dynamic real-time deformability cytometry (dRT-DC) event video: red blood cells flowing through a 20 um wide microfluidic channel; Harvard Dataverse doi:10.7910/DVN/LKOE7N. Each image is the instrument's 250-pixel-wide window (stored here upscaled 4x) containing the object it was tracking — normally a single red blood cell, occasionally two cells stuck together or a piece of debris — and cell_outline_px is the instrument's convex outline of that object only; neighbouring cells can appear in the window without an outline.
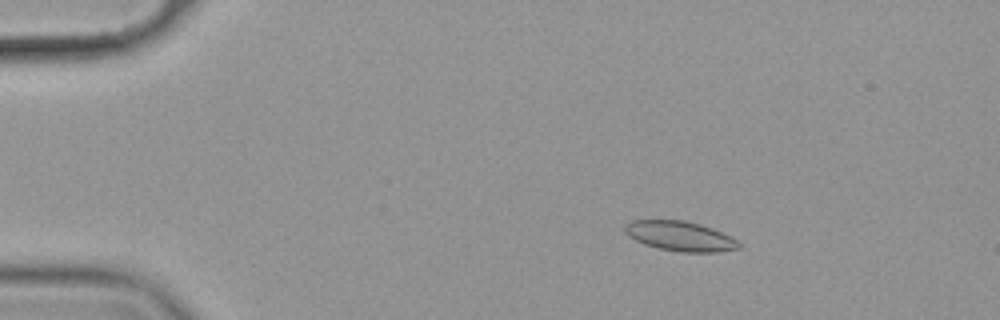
{"species": "common noctule bat (a hibernating species)", "species_latin": "Nyctalus noctula", "temperature_condition": "cold", "stored_images_in_passage": 58, "camera_frame_rate_fps": 3000, "um_per_image_px": 0.085, "animal": {"sex": "female", "body_mass_g": 19.9}, "frame": {"image": 1, "passage_image": 10, "time_ms": 3.0, "image_size_px": [1000, 320], "cell_outline_px": [[740, 248], [720, 252], [680, 252], [660, 248], [644, 244], [628, 236], [624, 232], [624, 224], [632, 220], [684, 220], [700, 224], [712, 228], [736, 240], [740, 244]], "centroid_in_image_um": [57.77, 20.06], "position_along_channel_um": 27.2, "area_um2": 19.71}}
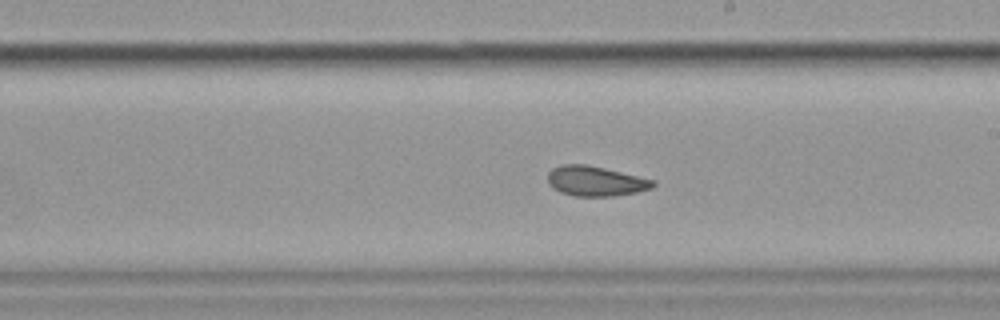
{"frame": {"image": 2, "passage_image": 34, "time_ms": 11.0, "image_size_px": [1000, 320], "cell_outline_px": [[656, 184], [652, 188], [636, 192], [612, 196], [572, 196], [560, 192], [552, 188], [548, 184], [548, 172], [552, 168], [564, 164], [588, 164], [656, 180]], "centroid_in_image_um": [50.61, 15.39], "position_along_channel_um": 238.4, "area_um2": 18.55}}
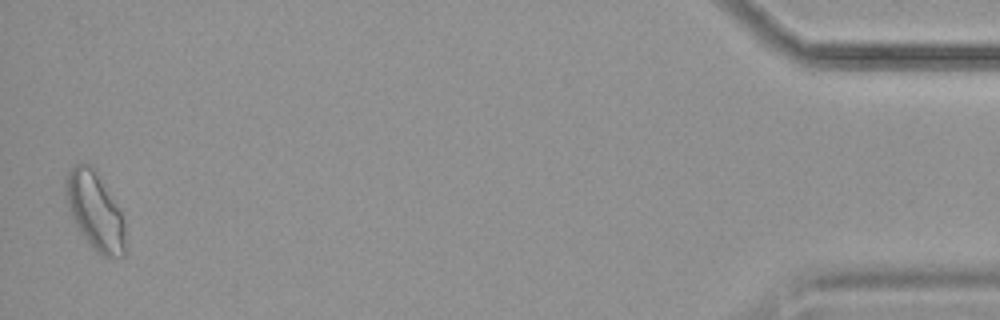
{"frame": {"image": 3, "passage_image": 57, "time_ms": 18.667, "image_size_px": [1000, 320], "cell_outline_px": [[124, 256], [100, 256], [96, 252], [80, 232], [68, 208], [64, 192], [64, 180], [68, 172], [76, 164], [92, 164], [120, 208], [124, 220]], "centroid_in_image_um": [8.06, 17.9], "position_along_channel_um": 427.1, "area_um2": 26.99}, "authors_computed_cell_mechanics": {"area_um2": 19.6809, "velocity_mm_per_s": 3.5228, "shape_relaxation_time_tau1_ms": null, "shape_relaxation_time_tau2_ms": 2.9478, "deformation_change_tau1": null, "deformation_change_tau2": 0.0596}}